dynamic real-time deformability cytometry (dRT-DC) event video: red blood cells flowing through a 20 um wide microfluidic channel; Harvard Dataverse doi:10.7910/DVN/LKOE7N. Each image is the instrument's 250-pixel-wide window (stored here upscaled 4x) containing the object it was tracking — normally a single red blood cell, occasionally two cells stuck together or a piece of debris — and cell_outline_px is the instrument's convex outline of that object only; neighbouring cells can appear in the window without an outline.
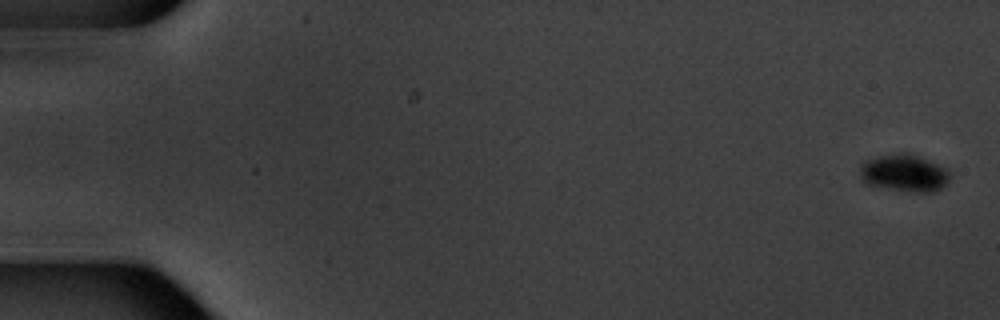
{"species": "common noctule bat (a hibernating species)", "species_latin": "Nyctalus noctula", "temperature_condition": "warm", "stored_images_in_passage": 7, "camera_frame_rate_fps": 3000, "um_per_image_px": 0.085, "animal": {"sex": "male", "body_mass_g": 20.1, "forearm_length_mm": 53.5}, "frame": {"image": 1, "passage_image": 1, "time_ms": 0.0, "image_size_px": [1000, 320], "cell_outline_px": [[948, 184], [936, 192], [916, 192], [868, 184], [860, 176], [860, 172], [864, 164], [868, 160], [880, 156], [900, 152], [908, 152], [948, 168]], "centroid_in_image_um": [76.94, 14.7], "position_along_channel_um": 8.1, "area_um2": 19.13}}
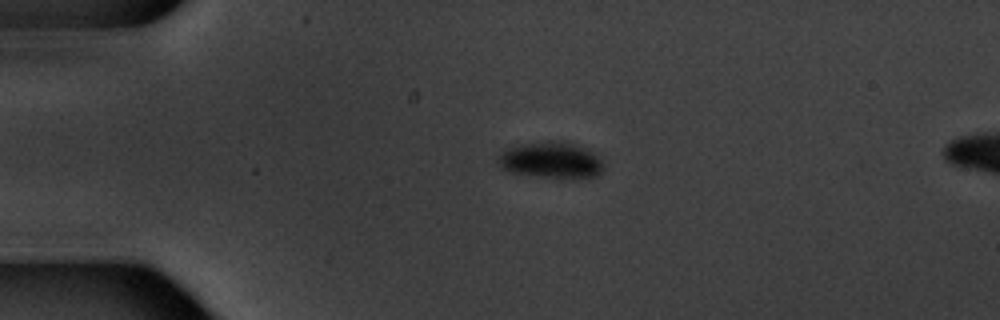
{"frame": {"image": 2, "passage_image": 5, "time_ms": 4.333, "image_size_px": [1000, 320], "cell_outline_px": [[604, 168], [596, 176], [540, 176], [508, 172], [500, 168], [496, 156], [500, 152], [508, 148], [520, 144], [544, 140], [568, 140], [592, 152], [604, 164]], "centroid_in_image_um": [46.76, 13.56], "position_along_channel_um": 38.2, "area_um2": 22.2}}